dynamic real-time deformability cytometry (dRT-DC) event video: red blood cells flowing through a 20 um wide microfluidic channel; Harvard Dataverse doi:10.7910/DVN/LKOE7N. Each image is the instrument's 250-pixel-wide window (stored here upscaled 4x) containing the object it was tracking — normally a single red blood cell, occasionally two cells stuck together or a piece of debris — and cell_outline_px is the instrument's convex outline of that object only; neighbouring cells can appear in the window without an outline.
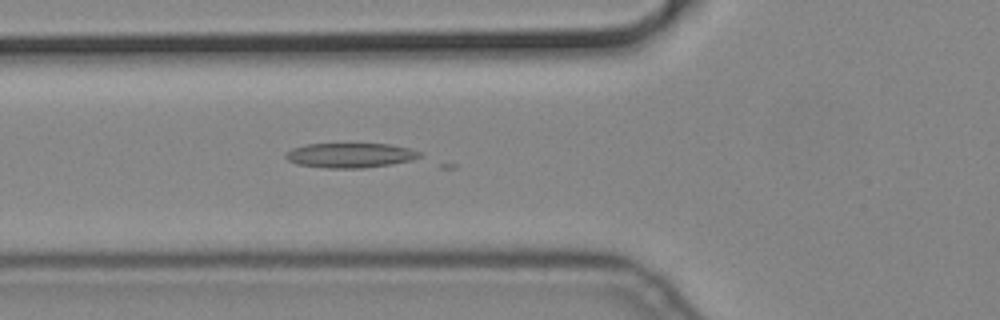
{"species": "common noctule bat (a hibernating species)", "species_latin": "Nyctalus noctula", "temperature_condition": "cold", "stored_images_in_passage": 41, "camera_frame_rate_fps": 3000, "um_per_image_px": 0.085, "animal": {"sex": "male", "body_mass_g": 19.2, "forearm_length_mm": 51.8}, "frame": {"image": 1, "passage_image": 7, "time_ms": 2.0, "image_size_px": [1000, 320], "cell_outline_px": [[420, 156], [412, 160], [364, 168], [328, 168], [296, 164], [288, 160], [284, 156], [292, 148], [308, 144], [388, 144], [408, 148], [420, 152]], "centroid_in_image_um": [29.73, 13.2], "position_along_channel_um": 96.1, "area_um2": 19.02}}
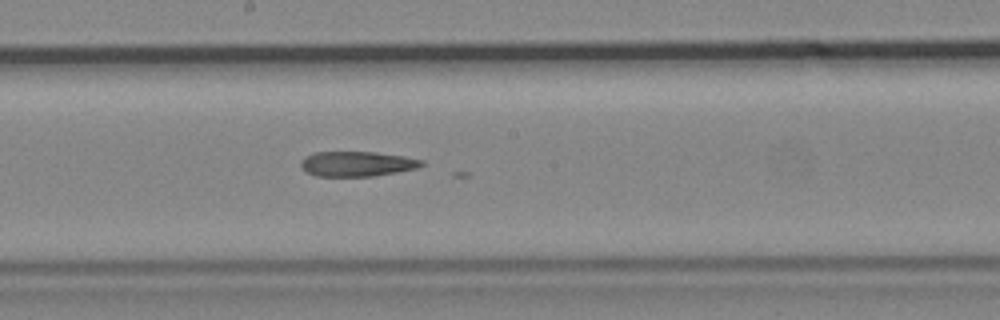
{"frame": {"image": 2, "passage_image": 17, "time_ms": 5.333, "image_size_px": [1000, 320], "cell_outline_px": [[424, 164], [416, 168], [396, 172], [372, 176], [316, 176], [300, 168], [300, 160], [304, 156], [312, 152], [376, 152], [404, 156], [424, 160]], "centroid_in_image_um": [30.3, 13.92], "position_along_channel_um": 217.9, "area_um2": 17.69}}
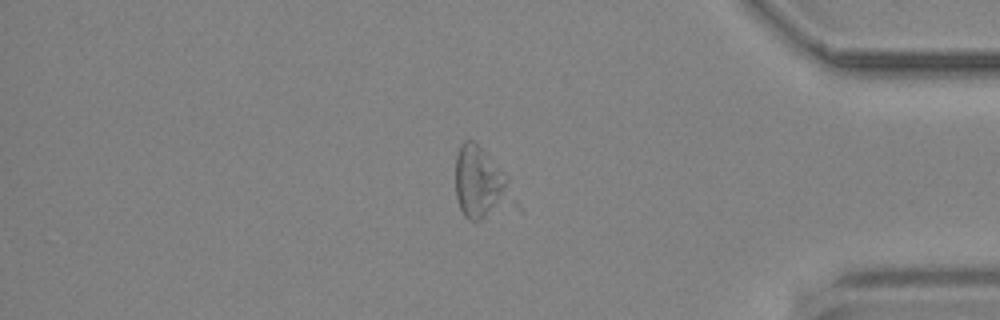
{"frame": {"image": 3, "passage_image": 34, "time_ms": 11.0, "image_size_px": [1000, 320], "cell_outline_px": [[508, 180], [500, 200], [480, 220], [468, 220], [464, 216], [460, 208], [456, 196], [456, 156], [460, 144], [464, 140], [472, 140], [508, 176]], "centroid_in_image_um": [40.59, 15.41], "position_along_channel_um": 394.6, "area_um2": 21.04}}